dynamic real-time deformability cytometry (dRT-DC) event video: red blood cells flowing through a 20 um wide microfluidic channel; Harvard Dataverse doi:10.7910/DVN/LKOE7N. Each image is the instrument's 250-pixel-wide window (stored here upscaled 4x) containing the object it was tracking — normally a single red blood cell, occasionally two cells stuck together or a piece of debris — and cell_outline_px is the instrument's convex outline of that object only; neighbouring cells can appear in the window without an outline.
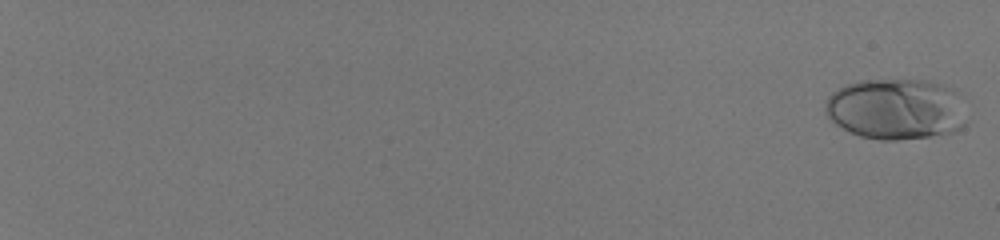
{"species": "human", "species_latin": "Homo sapiens", "temperature_condition": "room temperature", "stored_images_in_passage": 57, "camera_frame_rate_fps": 3000, "um_per_image_px": 0.085, "donor": {"sex": "male"}, "frame": {"image": 1, "passage_image": 2, "time_ms": 0.333, "image_size_px": [1000, 240], "cell_outline_px": [[968, 124], [956, 132], [928, 136], [896, 140], [880, 140], [860, 136], [836, 124], [824, 112], [824, 104], [828, 96], [832, 92], [844, 84], [860, 80], [924, 80], [956, 88]], "centroid_in_image_um": [76.17, 9.26], "position_along_channel_um": 8.8, "area_um2": 50.69}}
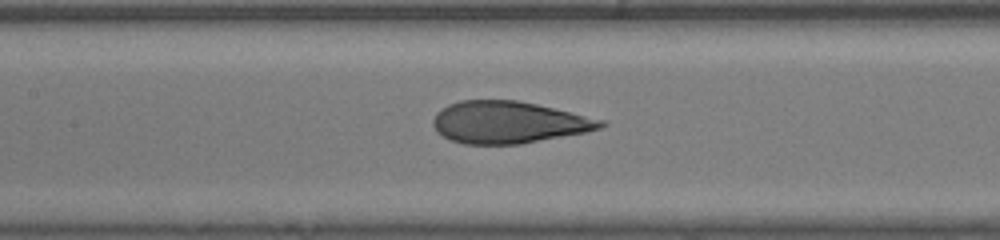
{"frame": {"image": 2, "passage_image": 34, "time_ms": 11.0, "image_size_px": [1000, 240], "cell_outline_px": [[608, 124], [600, 128], [584, 132], [520, 144], [464, 144], [452, 140], [436, 132], [432, 124], [432, 120], [436, 112], [448, 104], [460, 100], [516, 100], [536, 104], [604, 120]], "centroid_in_image_um": [43.18, 10.39], "position_along_channel_um": 164.2, "area_um2": 40.81}}
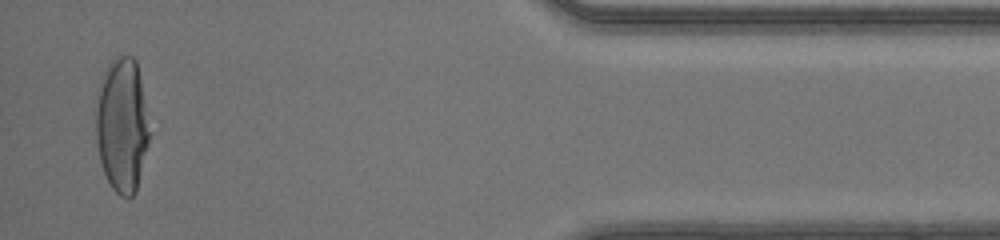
{"frame": {"image": 3, "passage_image": 56, "time_ms": 18.333, "image_size_px": [1000, 240], "cell_outline_px": [[148, 144], [136, 192], [128, 200], [120, 196], [112, 188], [104, 172], [100, 160], [96, 140], [96, 88], [108, 64], [116, 56], [132, 56], [136, 60], [140, 80], [144, 104], [148, 132]], "centroid_in_image_um": [10.33, 10.64], "position_along_channel_um": 424.9, "area_um2": 41.67}, "authors_computed_cell_mechanics": {"area_um2": 41.8472, "velocity_mm_per_s": 4.1472, "shape_relaxation_time_tau1_ms": 8.0087, "shape_relaxation_time_tau2_ms": null, "deformation_change_tau1": 0.3063, "deformation_change_tau2": null}}